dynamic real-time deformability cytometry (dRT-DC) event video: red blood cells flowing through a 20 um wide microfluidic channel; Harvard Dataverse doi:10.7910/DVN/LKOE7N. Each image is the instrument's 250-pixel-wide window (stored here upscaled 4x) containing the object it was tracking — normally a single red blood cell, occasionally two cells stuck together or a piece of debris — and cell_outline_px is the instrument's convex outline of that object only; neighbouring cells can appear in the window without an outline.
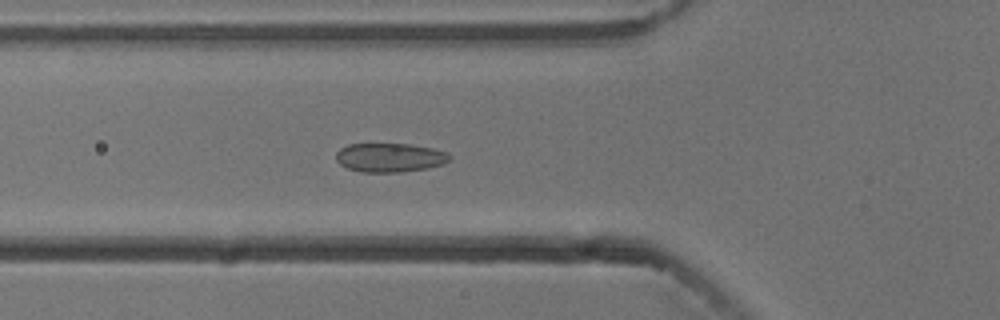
{"species": "common noctule bat (a hibernating species)", "species_latin": "Nyctalus noctula", "temperature_condition": "cold", "stored_images_in_passage": 55, "camera_frame_rate_fps": 3000, "um_per_image_px": 0.085, "animal": {"sex": "male", "body_mass_g": 13.3}, "frame": {"image": 1, "passage_image": 20, "time_ms": 6.333, "image_size_px": [1000, 320], "cell_outline_px": [[448, 160], [440, 164], [424, 168], [392, 172], [364, 172], [348, 168], [340, 164], [336, 160], [336, 152], [340, 148], [348, 144], [404, 144], [428, 148], [444, 152], [448, 156]], "centroid_in_image_um": [33.0, 13.38], "position_along_channel_um": 92.8, "area_um2": 18.44}}
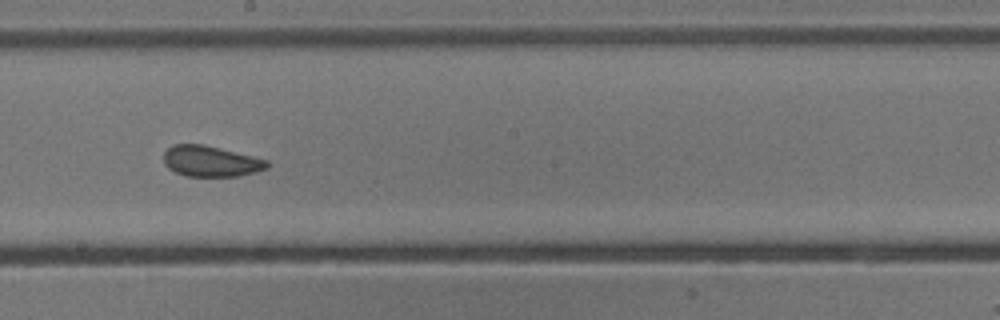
{"frame": {"image": 2, "passage_image": 31, "time_ms": 10.0, "image_size_px": [1000, 320], "cell_outline_px": [[268, 164], [264, 168], [252, 172], [236, 176], [188, 176], [176, 172], [164, 160], [164, 152], [168, 148], [176, 144], [200, 144], [264, 160]], "centroid_in_image_um": [17.84, 13.71], "position_along_channel_um": 230.4, "area_um2": 17.46}}
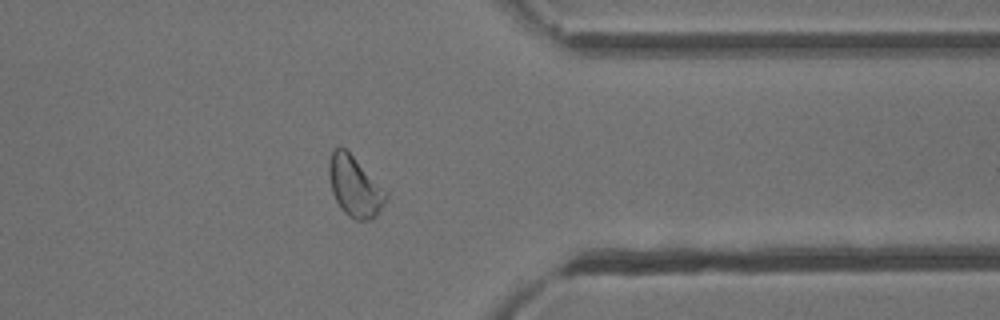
{"frame": {"image": 3, "passage_image": 44, "time_ms": 14.333, "image_size_px": [1000, 320], "cell_outline_px": [[388, 192], [384, 200], [376, 212], [372, 216], [364, 220], [360, 220], [344, 212], [336, 200], [332, 188], [328, 168], [332, 152], [336, 148], [344, 148]], "centroid_in_image_um": [30.13, 15.81], "position_along_channel_um": 381.3, "area_um2": 18.79}, "authors_computed_cell_mechanics": {"area_um2": 18.4382, "velocity_mm_per_s": 3.7357, "shape_relaxation_time_tau1_ms": 8.2547, "shape_relaxation_time_tau2_ms": 1.9907, "deformation_change_tau1": 0.0977, "deformation_change_tau2": 0.0661}}